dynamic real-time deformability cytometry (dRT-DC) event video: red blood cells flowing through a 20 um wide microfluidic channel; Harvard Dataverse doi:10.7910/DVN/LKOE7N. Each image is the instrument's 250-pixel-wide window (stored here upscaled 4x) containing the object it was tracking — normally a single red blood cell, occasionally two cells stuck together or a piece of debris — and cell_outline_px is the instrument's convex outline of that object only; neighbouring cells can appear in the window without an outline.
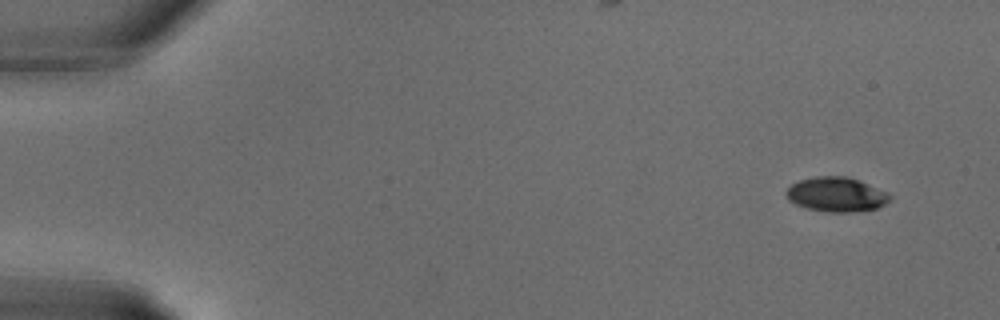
{"species": "common noctule bat (a hibernating species)", "species_latin": "Nyctalus noctula", "temperature_condition": "warm", "stored_images_in_passage": 5, "camera_frame_rate_fps": 3000, "um_per_image_px": 0.085, "animal": {"sex": "male", "body_mass_g": 18.8}, "frame": {"image": 1, "passage_image": 1, "time_ms": 0.0, "image_size_px": [1000, 320], "cell_outline_px": [[892, 200], [876, 208], [852, 212], [828, 212], [808, 208], [796, 204], [788, 200], [784, 192], [792, 184], [800, 180], [816, 176], [844, 176], [856, 180], [888, 192], [892, 196]], "centroid_in_image_um": [71.08, 16.53], "position_along_channel_um": 13.9, "area_um2": 20.69}}